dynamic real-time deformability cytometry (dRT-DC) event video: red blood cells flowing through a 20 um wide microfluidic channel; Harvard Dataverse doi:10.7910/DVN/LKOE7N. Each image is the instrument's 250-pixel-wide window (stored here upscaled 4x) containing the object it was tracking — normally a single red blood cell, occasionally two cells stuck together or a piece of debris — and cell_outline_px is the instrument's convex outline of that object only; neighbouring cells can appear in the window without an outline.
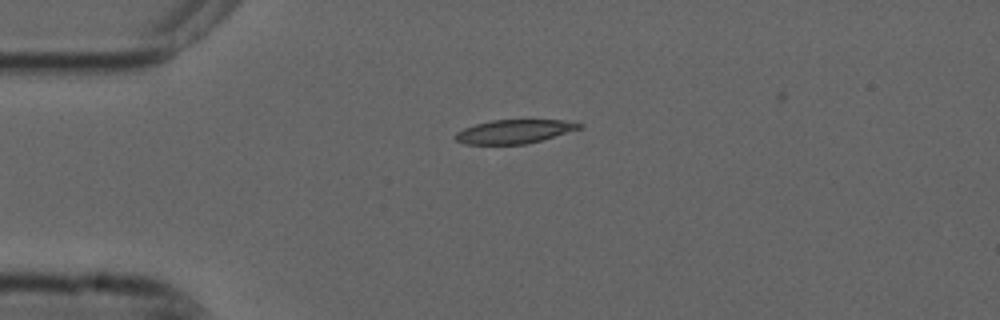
{"species": "common noctule bat (a hibernating species)", "species_latin": "Nyctalus noctula", "temperature_condition": "cold", "stored_images_in_passage": 2, "camera_frame_rate_fps": 3000, "um_per_image_px": 0.085, "animal": {"sex": "male", "forearm_length_mm": 52.5}, "frame": {"image": 1, "passage_image": 1, "time_ms": 0.0, "image_size_px": [1000, 320], "cell_outline_px": [[584, 128], [540, 140], [524, 144], [464, 144], [456, 140], [452, 136], [456, 132], [464, 128], [476, 124], [492, 120], [564, 120], [584, 124]], "centroid_in_image_um": [43.72, 11.17], "position_along_channel_um": 41.3, "area_um2": 17.17}}